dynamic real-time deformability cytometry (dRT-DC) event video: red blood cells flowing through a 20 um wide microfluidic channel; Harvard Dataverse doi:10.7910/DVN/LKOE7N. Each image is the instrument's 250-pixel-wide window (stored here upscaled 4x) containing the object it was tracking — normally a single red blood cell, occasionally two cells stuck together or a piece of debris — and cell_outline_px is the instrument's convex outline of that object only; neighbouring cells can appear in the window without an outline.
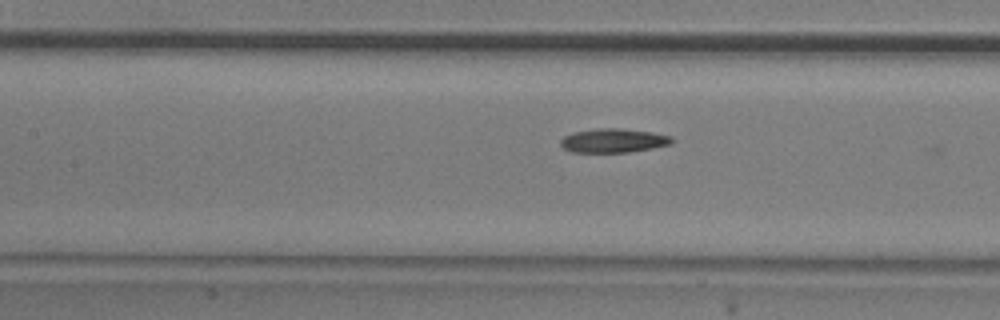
{"species": "common noctule bat (a hibernating species)", "species_latin": "Nyctalus noctula", "temperature_condition": "room temperature", "stored_images_in_passage": 16, "camera_frame_rate_fps": 3000, "um_per_image_px": 0.085, "animal": {"sex": "male", "body_mass_g": 20.5, "forearm_length_mm": 52.5}, "frame": {"image": 1, "passage_image": 13, "time_ms": 4.0, "image_size_px": [1000, 320], "cell_outline_px": [[676, 140], [672, 144], [652, 148], [628, 152], [572, 152], [564, 148], [560, 144], [560, 140], [564, 136], [572, 132], [596, 128], [620, 128], [652, 132], [672, 136]], "centroid_in_image_um": [52.16, 11.94], "position_along_channel_um": 155.2, "area_um2": 15.72}}